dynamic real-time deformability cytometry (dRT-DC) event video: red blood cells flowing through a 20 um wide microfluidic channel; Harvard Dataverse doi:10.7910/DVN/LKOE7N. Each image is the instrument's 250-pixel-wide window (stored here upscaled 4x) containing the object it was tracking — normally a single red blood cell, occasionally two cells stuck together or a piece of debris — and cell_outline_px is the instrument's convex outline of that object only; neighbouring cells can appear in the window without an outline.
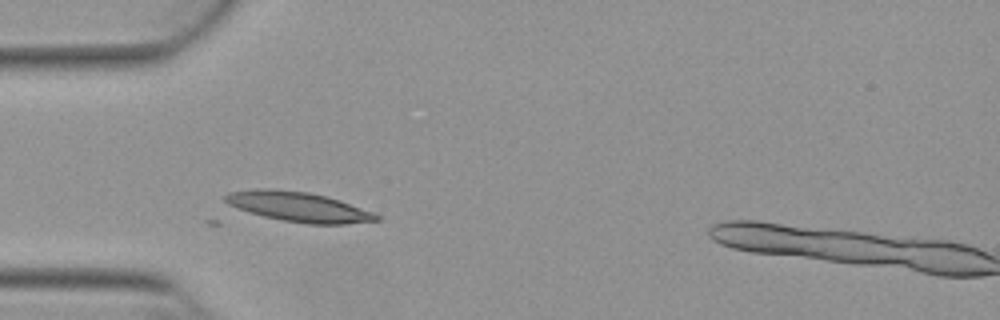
{"species": "Egyptian fruit bat (a non-hibernating species)", "species_latin": "Rousettus aegyptiacus", "temperature_condition": "warm", "stored_images_in_passage": 28, "camera_frame_rate_fps": 3000, "um_per_image_px": 0.085, "animal": {"sex": "female"}, "frame": {"image": 1, "passage_image": 2, "time_ms": 0.333, "image_size_px": [1000, 320], "cell_outline_px": [[380, 220], [344, 224], [308, 224], [284, 220], [264, 216], [228, 204], [224, 200], [224, 196], [228, 192], [260, 188], [276, 188], [308, 192], [328, 196], [340, 200], [372, 212], [380, 216]], "centroid_in_image_um": [25.39, 17.56], "position_along_channel_um": 59.6, "area_um2": 26.07}}
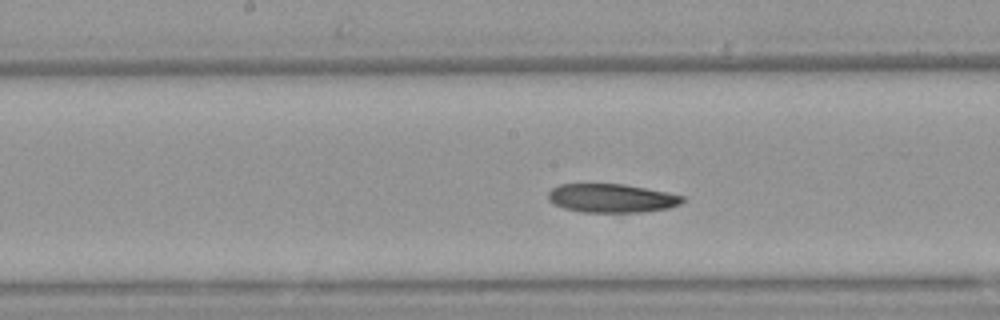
{"frame": {"image": 2, "passage_image": 13, "time_ms": 4.0, "image_size_px": [1000, 320], "cell_outline_px": [[684, 200], [680, 204], [668, 208], [644, 212], [584, 212], [564, 208], [552, 204], [548, 200], [548, 192], [552, 188], [560, 184], [624, 184], [668, 192], [684, 196]], "centroid_in_image_um": [51.98, 16.84], "position_along_channel_um": 196.2, "area_um2": 22.54}}
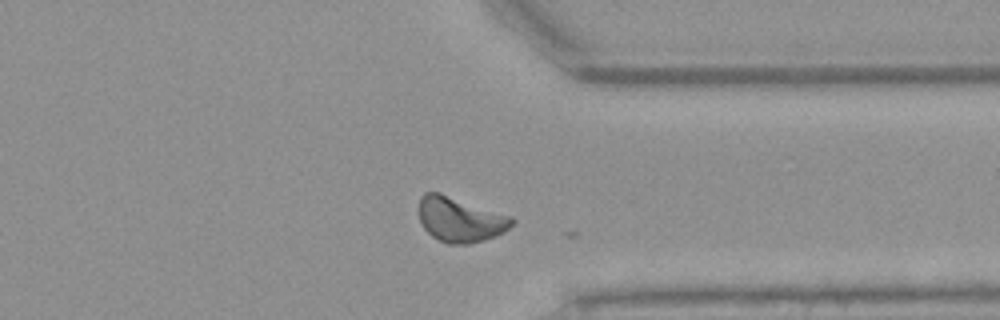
{"frame": {"image": 3, "passage_image": 27, "time_ms": 8.667, "image_size_px": [1000, 320], "cell_outline_px": [[516, 220], [504, 232], [496, 236], [484, 240], [468, 244], [448, 244], [432, 236], [424, 228], [420, 220], [420, 196], [424, 192], [440, 192], [508, 216]], "centroid_in_image_um": [39.08, 18.66], "position_along_channel_um": 372.3, "area_um2": 23.99}}